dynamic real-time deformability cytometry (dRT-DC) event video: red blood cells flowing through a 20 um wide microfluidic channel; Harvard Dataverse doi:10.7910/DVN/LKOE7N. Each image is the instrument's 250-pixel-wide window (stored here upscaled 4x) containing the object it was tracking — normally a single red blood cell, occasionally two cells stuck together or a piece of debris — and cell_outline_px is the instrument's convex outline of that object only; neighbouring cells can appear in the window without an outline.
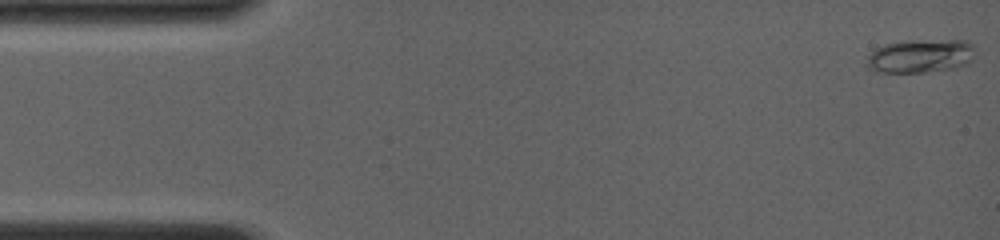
{"species": "common noctule bat (a hibernating species)", "species_latin": "Nyctalus noctula", "temperature_condition": "room temperature", "stored_images_in_passage": 12, "camera_frame_rate_fps": 4000, "um_per_image_px": 0.085, "animal": {"sex": "female", "body_mass_g": 19.0, "forearm_length_mm": 56.7}, "frame": {"image": 1, "passage_image": 1, "time_ms": 0.0, "image_size_px": [1000, 240], "cell_outline_px": [[972, 48], [964, 60], [956, 64], [920, 72], [884, 72], [868, 68], [868, 56], [876, 48], [884, 44], [904, 40], [968, 40], [972, 44]], "centroid_in_image_um": [78.05, 4.7], "position_along_channel_um": 6.9, "area_um2": 19.77}}
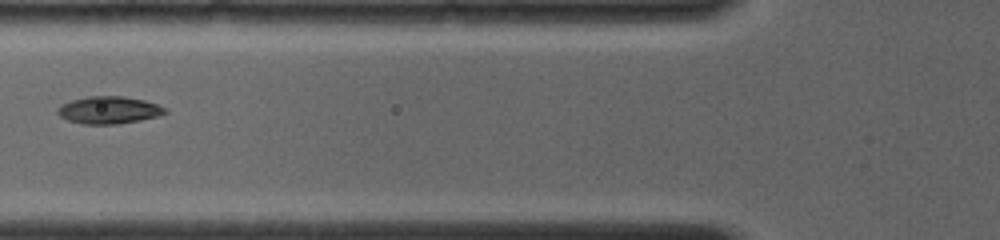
{"frame": {"image": 2, "passage_image": 10, "time_ms": 5.75, "image_size_px": [1000, 240], "cell_outline_px": [[168, 112], [160, 116], [140, 120], [116, 124], [84, 124], [68, 120], [60, 116], [56, 112], [56, 108], [72, 100], [88, 96], [124, 96], [144, 100], [168, 108]], "centroid_in_image_um": [9.29, 9.35], "position_along_channel_um": 116.5, "area_um2": 17.17}}
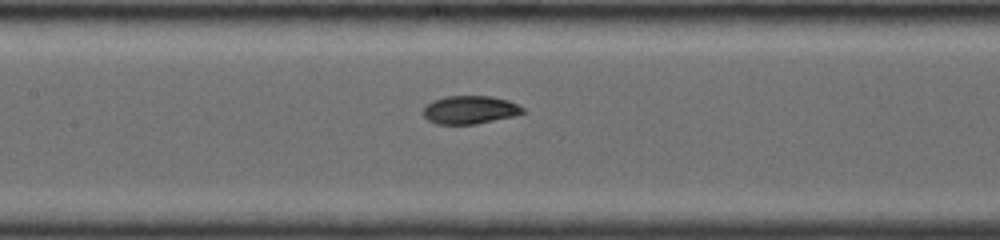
{"frame": {"image": 3, "passage_image": 12, "time_ms": 7.0, "image_size_px": [1000, 240], "cell_outline_px": [[524, 112], [512, 116], [476, 124], [436, 124], [428, 120], [424, 116], [424, 108], [432, 100], [444, 96], [492, 96], [508, 100], [524, 108]], "centroid_in_image_um": [39.92, 9.33], "position_along_channel_um": 167.5, "area_um2": 16.24}}